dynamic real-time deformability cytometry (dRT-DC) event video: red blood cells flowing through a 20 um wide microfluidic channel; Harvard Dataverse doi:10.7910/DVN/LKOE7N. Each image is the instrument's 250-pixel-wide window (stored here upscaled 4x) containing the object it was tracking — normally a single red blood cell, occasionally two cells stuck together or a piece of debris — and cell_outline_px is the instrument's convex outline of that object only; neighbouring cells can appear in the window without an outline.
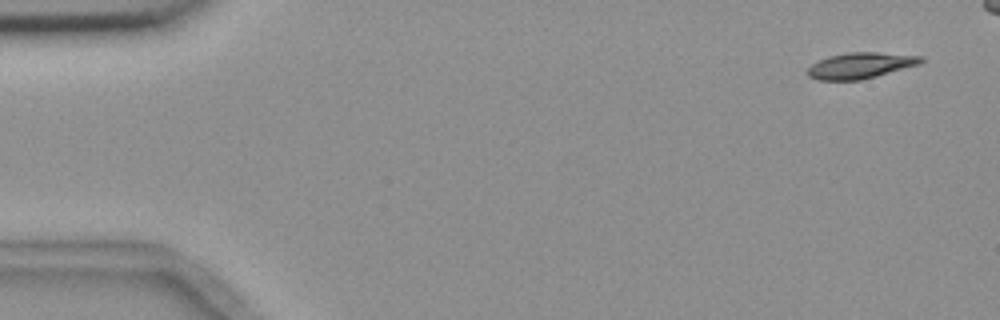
{"species": "common noctule bat (a hibernating species)", "species_latin": "Nyctalus noctula", "temperature_condition": "room temperature", "stored_images_in_passage": 5, "camera_frame_rate_fps": 3000, "um_per_image_px": 0.085, "animal": {"sex": "female", "body_mass_g": 18.4}, "frame": {"image": 1, "passage_image": 1, "time_ms": 0.0, "image_size_px": [1000, 320], "cell_outline_px": [[924, 60], [920, 64], [876, 76], [860, 80], [820, 80], [808, 76], [808, 68], [812, 64], [828, 56], [848, 52], [876, 52], [924, 56]], "centroid_in_image_um": [73.16, 5.56], "position_along_channel_um": 11.8, "area_um2": 17.05}}